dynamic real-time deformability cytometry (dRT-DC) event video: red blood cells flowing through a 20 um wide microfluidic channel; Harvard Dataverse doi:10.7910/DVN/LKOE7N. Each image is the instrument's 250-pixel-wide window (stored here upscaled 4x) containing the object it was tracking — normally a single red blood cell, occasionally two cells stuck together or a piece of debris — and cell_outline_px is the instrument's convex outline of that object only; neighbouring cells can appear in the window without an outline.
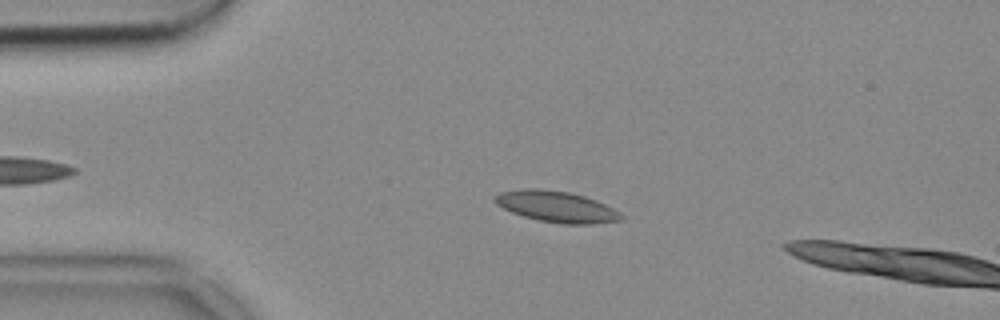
{"species": "common noctule bat (a hibernating species)", "species_latin": "Nyctalus noctula", "temperature_condition": "cold", "stored_images_in_passage": 46, "camera_frame_rate_fps": 3000, "um_per_image_px": 0.085, "animal": {"sex": "female", "body_mass_g": 18.4}, "frame": {"image": 1, "passage_image": 10, "time_ms": 3.0, "image_size_px": [1000, 320], "cell_outline_px": [[624, 216], [620, 220], [592, 224], [564, 224], [540, 220], [524, 216], [512, 212], [496, 204], [492, 200], [492, 196], [500, 192], [528, 188], [536, 188], [568, 192], [584, 196], [596, 200], [620, 212]], "centroid_in_image_um": [47.28, 17.56], "position_along_channel_um": 37.7, "area_um2": 22.72}}
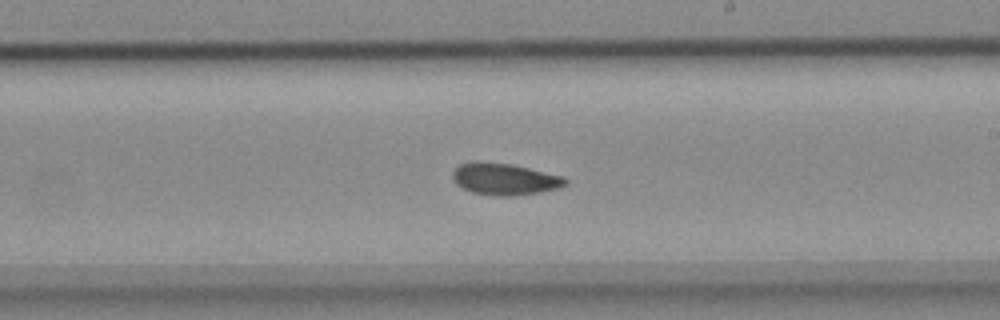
{"frame": {"image": 2, "passage_image": 29, "time_ms": 9.333, "image_size_px": [1000, 320], "cell_outline_px": [[568, 184], [560, 188], [540, 192], [512, 196], [496, 196], [472, 192], [456, 184], [452, 176], [452, 172], [460, 164], [476, 160], [480, 160], [512, 164], [564, 176], [568, 180]], "centroid_in_image_um": [42.91, 15.21], "position_along_channel_um": 246.1, "area_um2": 21.15}}
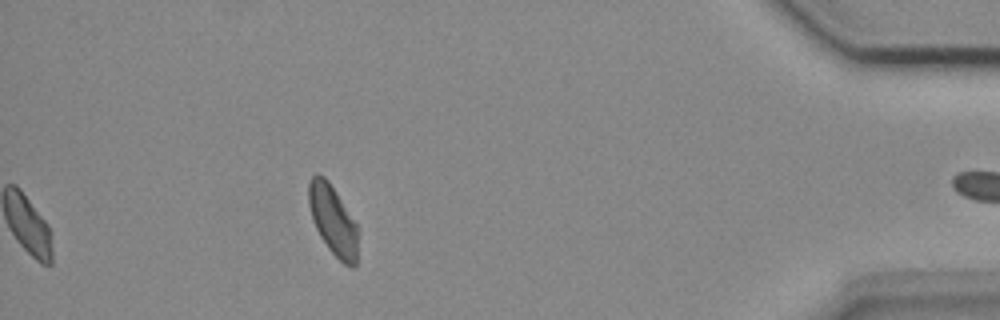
{"frame": {"image": 3, "passage_image": 46, "time_ms": 15.0, "image_size_px": [1000, 320], "cell_outline_px": [[356, 264], [352, 268], [344, 264], [328, 248], [320, 236], [312, 220], [308, 204], [308, 180], [316, 172], [324, 176], [328, 180], [336, 192], [356, 224]], "centroid_in_image_um": [28.25, 18.67], "position_along_channel_um": 407.0, "area_um2": 19.77}}